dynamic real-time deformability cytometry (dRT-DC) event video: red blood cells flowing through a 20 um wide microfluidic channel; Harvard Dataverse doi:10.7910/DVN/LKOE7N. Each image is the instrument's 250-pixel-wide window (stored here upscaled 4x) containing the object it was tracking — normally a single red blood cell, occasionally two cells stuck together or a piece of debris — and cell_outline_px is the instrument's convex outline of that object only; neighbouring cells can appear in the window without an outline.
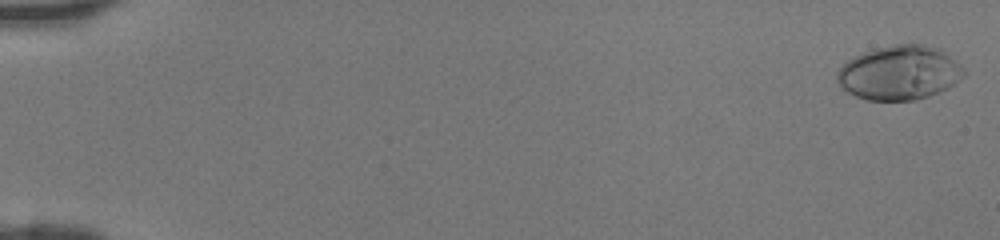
{"species": "human", "species_latin": "Homo sapiens", "temperature_condition": "room temperature", "stored_images_in_passage": 46, "camera_frame_rate_fps": 3000, "um_per_image_px": 0.085, "donor": {"sex": "female"}, "frame": {"image": 1, "passage_image": 1, "time_ms": 0.0, "image_size_px": [1000, 240], "cell_outline_px": [[968, 72], [956, 84], [940, 92], [916, 100], [868, 100], [856, 96], [840, 88], [836, 84], [836, 72], [848, 60], [864, 52], [876, 48], [892, 44], [924, 44], [940, 48], [960, 64]], "centroid_in_image_um": [76.47, 6.19], "position_along_channel_um": 8.5, "area_um2": 40.52}}
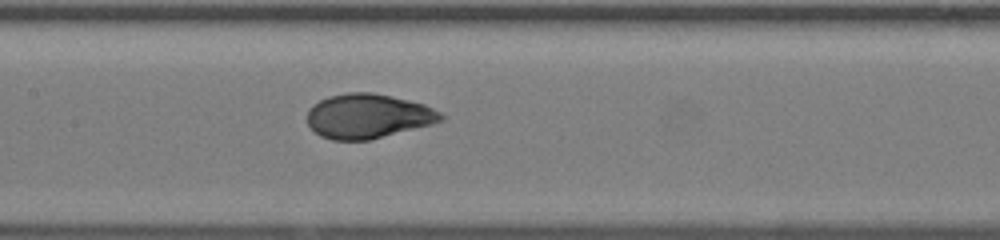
{"frame": {"image": 2, "passage_image": 24, "time_ms": 7.667, "image_size_px": [1000, 240], "cell_outline_px": [[444, 120], [432, 124], [368, 140], [332, 140], [320, 136], [308, 124], [308, 108], [312, 104], [328, 96], [348, 92], [372, 92], [408, 100], [424, 104], [440, 112], [444, 116]], "centroid_in_image_um": [31.26, 9.86], "position_along_channel_um": 176.1, "area_um2": 34.56}}
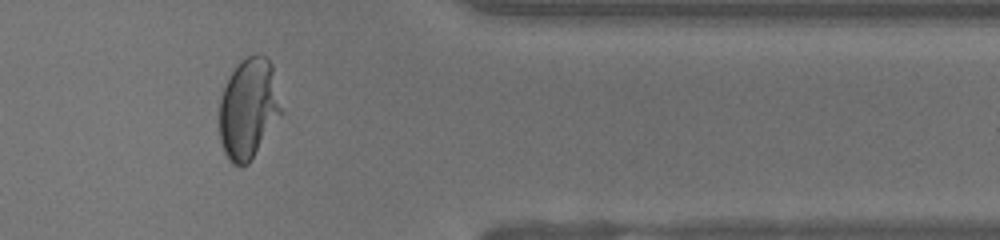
{"frame": {"image": 3, "passage_image": 39, "time_ms": 12.667, "image_size_px": [1000, 240], "cell_outline_px": [[284, 112], [248, 164], [232, 164], [228, 160], [224, 152], [220, 140], [220, 96], [232, 72], [240, 60], [256, 52], [264, 56], [272, 64]], "centroid_in_image_um": [21.15, 9.21], "position_along_channel_um": 390.2, "area_um2": 36.47}}